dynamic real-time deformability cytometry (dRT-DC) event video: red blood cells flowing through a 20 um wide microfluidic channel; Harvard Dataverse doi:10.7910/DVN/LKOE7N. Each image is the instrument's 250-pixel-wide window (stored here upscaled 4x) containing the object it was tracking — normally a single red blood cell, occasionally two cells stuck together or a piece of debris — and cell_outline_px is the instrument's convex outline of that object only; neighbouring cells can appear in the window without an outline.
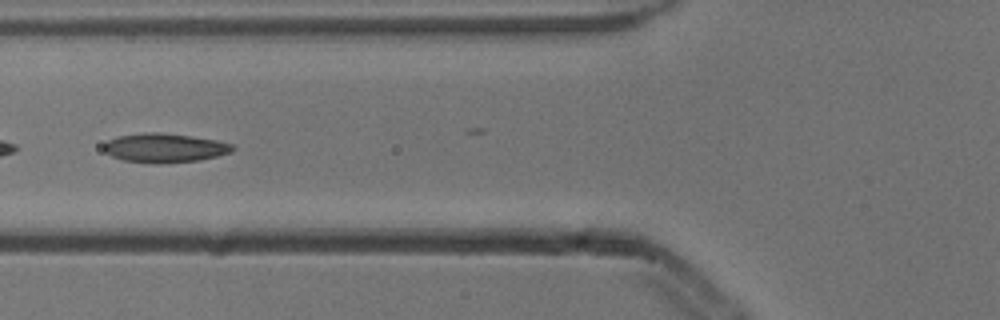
{"species": "common noctule bat (a hibernating species)", "species_latin": "Nyctalus noctula", "temperature_condition": "cold", "stored_images_in_passage": 6, "camera_frame_rate_fps": 3000, "um_per_image_px": 0.085, "animal": {"sex": "male", "body_mass_g": 13.3}, "frame": {"image": 1, "passage_image": 6, "time_ms": 1.667, "image_size_px": [1000, 320], "cell_outline_px": [[236, 148], [232, 152], [200, 160], [160, 164], [124, 160], [112, 156], [104, 152], [104, 144], [108, 140], [120, 136], [148, 132], [160, 132], [216, 140], [232, 144]], "centroid_in_image_um": [14.01, 12.58], "position_along_channel_um": 111.8, "area_um2": 21.68}}